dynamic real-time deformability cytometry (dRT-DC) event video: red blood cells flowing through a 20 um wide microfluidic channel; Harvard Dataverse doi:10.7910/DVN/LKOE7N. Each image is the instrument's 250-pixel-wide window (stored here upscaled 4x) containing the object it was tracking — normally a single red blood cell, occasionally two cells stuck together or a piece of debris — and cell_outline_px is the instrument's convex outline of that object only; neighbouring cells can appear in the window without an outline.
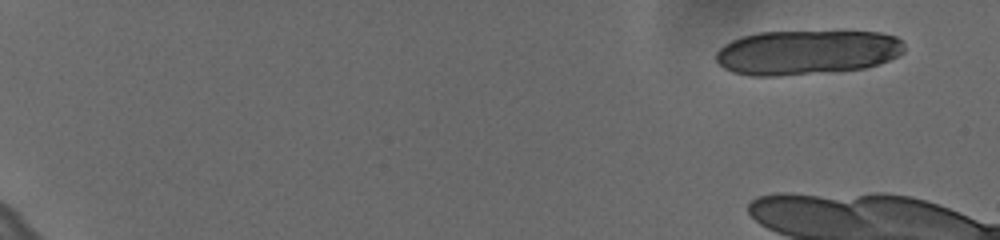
{"species": "human", "species_latin": "Homo sapiens", "temperature_condition": "cold", "stored_images_in_passage": 15, "camera_frame_rate_fps": 3000, "um_per_image_px": 0.085, "donor": {"sex": "female"}, "frame": {"image": 1, "passage_image": 1, "time_ms": 0.0, "image_size_px": [1000, 240], "cell_outline_px": [[904, 52], [888, 60], [864, 68], [840, 72], [776, 76], [752, 76], [732, 72], [724, 68], [716, 60], [716, 52], [724, 44], [740, 36], [760, 32], [840, 28], [844, 28], [880, 32], [896, 36], [904, 44]], "centroid_in_image_um": [68.62, 4.4], "position_along_channel_um": 16.4, "area_um2": 51.04}}
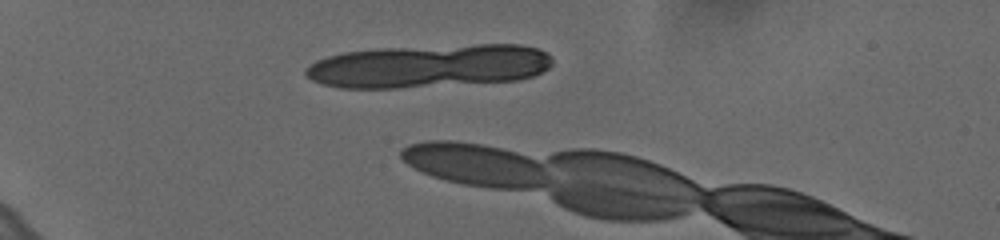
{"frame": {"image": 2, "passage_image": 12, "time_ms": 3.667, "image_size_px": [1000, 240], "cell_outline_px": [[552, 64], [548, 68], [532, 76], [516, 80], [396, 88], [340, 88], [324, 84], [312, 80], [304, 76], [304, 68], [316, 60], [328, 56], [344, 52], [380, 48], [476, 44], [520, 44], [536, 48], [548, 52], [552, 56]], "centroid_in_image_um": [36.43, 5.6], "position_along_channel_um": 48.6, "area_um2": 62.31}}